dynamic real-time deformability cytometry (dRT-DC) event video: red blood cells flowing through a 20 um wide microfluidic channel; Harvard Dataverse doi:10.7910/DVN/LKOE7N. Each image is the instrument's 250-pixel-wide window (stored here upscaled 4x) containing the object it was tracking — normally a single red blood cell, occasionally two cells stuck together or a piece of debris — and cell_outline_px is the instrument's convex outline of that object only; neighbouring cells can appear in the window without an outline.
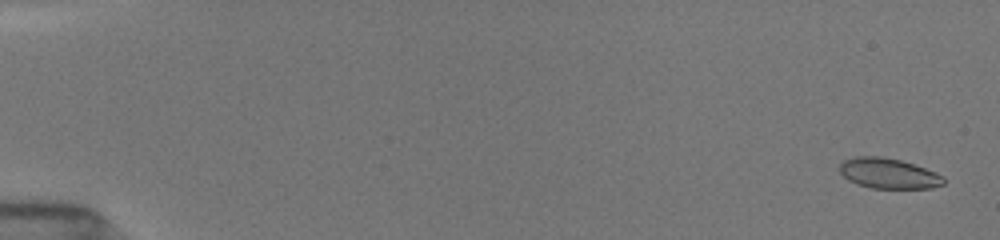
{"species": "common noctule bat (a hibernating species)", "species_latin": "Nyctalus noctula", "temperature_condition": "room temperature", "stored_images_in_passage": 15, "camera_frame_rate_fps": 3000, "um_per_image_px": 0.085, "animal": {"sex": "female", "body_mass_g": 19.5, "forearm_length_mm": 54.1}, "frame": {"image": 1, "passage_image": 1, "time_ms": 0.0, "image_size_px": [1000, 240], "cell_outline_px": [[944, 184], [932, 188], [872, 188], [856, 184], [848, 180], [840, 172], [840, 164], [844, 160], [856, 156], [880, 156], [900, 160], [936, 172], [944, 176]], "centroid_in_image_um": [75.52, 14.74], "position_along_channel_um": 9.5, "area_um2": 18.32}}
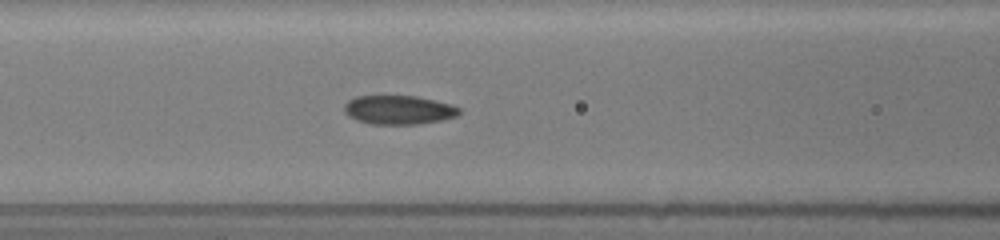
{"frame": {"image": 2, "passage_image": 10, "time_ms": 7.333, "image_size_px": [1000, 240], "cell_outline_px": [[460, 112], [456, 116], [444, 120], [416, 124], [368, 124], [356, 120], [348, 116], [344, 112], [344, 104], [348, 100], [356, 96], [416, 96], [452, 104], [460, 108]], "centroid_in_image_um": [33.87, 9.34], "position_along_channel_um": 132.7, "area_um2": 19.54}}
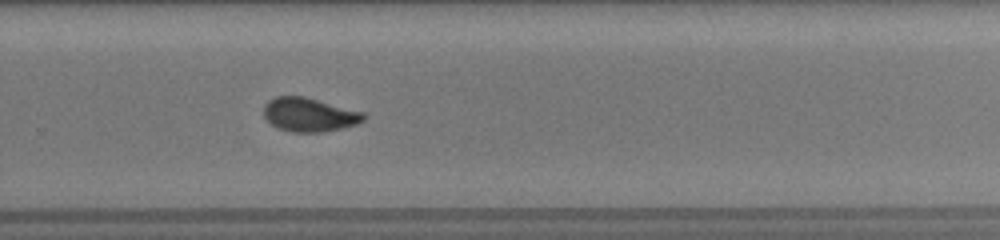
{"frame": {"image": 3, "passage_image": 15, "time_ms": 11.667, "image_size_px": [1000, 240], "cell_outline_px": [[364, 120], [356, 124], [340, 128], [320, 132], [292, 132], [276, 128], [264, 116], [264, 104], [268, 100], [276, 96], [304, 96], [364, 112]], "centroid_in_image_um": [26.25, 9.74], "position_along_channel_um": 303.5, "area_um2": 19.59}}